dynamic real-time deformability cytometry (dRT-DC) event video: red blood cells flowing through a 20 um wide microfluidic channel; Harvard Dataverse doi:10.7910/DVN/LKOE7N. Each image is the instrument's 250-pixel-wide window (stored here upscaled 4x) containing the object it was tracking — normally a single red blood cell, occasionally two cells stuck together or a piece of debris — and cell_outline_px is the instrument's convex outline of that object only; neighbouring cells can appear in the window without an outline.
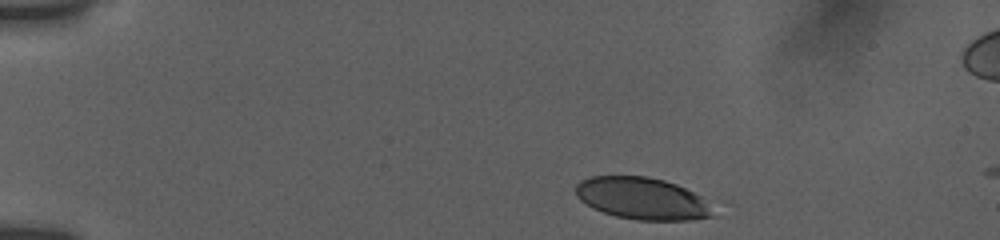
{"species": "human", "species_latin": "Homo sapiens", "temperature_condition": "room temperature", "stored_images_in_passage": 18, "camera_frame_rate_fps": 3000, "um_per_image_px": 0.085, "donor": {"sex": "female"}, "frame": {"image": 1, "passage_image": 1, "time_ms": 0.0, "image_size_px": [1000, 240], "cell_outline_px": [[716, 216], [692, 220], [636, 220], [616, 216], [592, 208], [580, 200], [576, 196], [576, 184], [580, 180], [592, 176], [648, 176], [664, 180], [676, 184], [700, 196]], "centroid_in_image_um": [54.54, 16.87], "position_along_channel_um": 30.5, "area_um2": 33.47}}
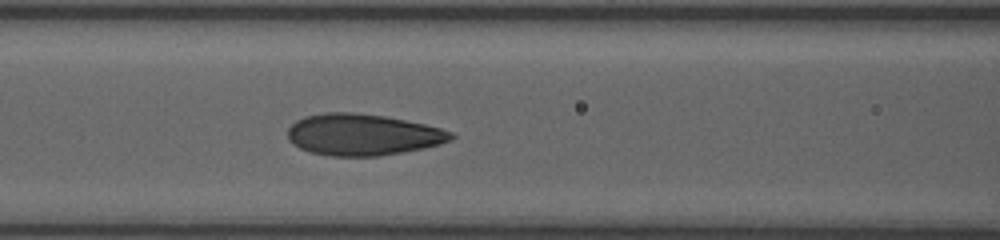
{"frame": {"image": 2, "passage_image": 9, "time_ms": 5.0, "image_size_px": [1000, 240], "cell_outline_px": [[456, 136], [452, 140], [440, 144], [424, 148], [404, 152], [380, 156], [332, 156], [308, 152], [300, 148], [288, 140], [288, 128], [296, 120], [304, 116], [324, 112], [352, 112], [384, 116], [424, 124], [440, 128], [452, 132]], "centroid_in_image_um": [30.82, 11.45], "position_along_channel_um": 135.8, "area_um2": 39.65}}
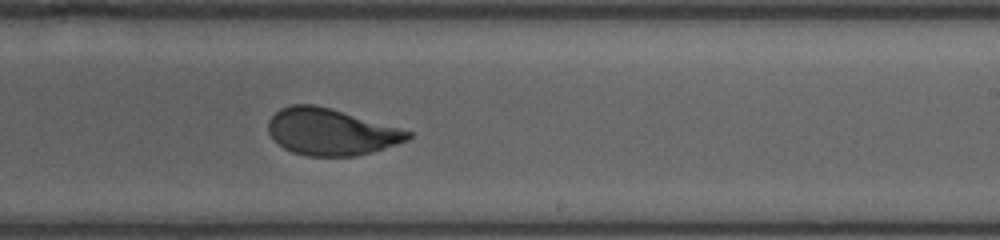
{"frame": {"image": 3, "passage_image": 18, "time_ms": 8.333, "image_size_px": [1000, 240], "cell_outline_px": [[412, 136], [408, 140], [372, 152], [356, 156], [308, 156], [292, 152], [284, 148], [268, 132], [268, 120], [280, 108], [292, 104], [312, 104], [328, 108], [412, 132]], "centroid_in_image_um": [28.09, 11.22], "position_along_channel_um": 260.9, "area_um2": 37.34}}